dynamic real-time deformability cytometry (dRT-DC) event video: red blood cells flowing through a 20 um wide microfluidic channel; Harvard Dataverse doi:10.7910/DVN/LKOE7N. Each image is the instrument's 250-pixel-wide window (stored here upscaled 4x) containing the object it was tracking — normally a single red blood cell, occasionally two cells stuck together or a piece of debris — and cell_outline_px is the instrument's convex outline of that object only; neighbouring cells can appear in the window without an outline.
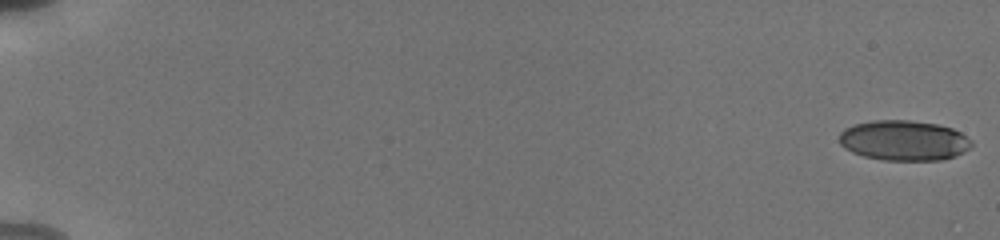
{"species": "human", "species_latin": "Homo sapiens", "temperature_condition": "cold", "stored_images_in_passage": 56, "camera_frame_rate_fps": 3000, "um_per_image_px": 0.085, "donor": {"sex": "male"}, "frame": {"image": 1, "passage_image": 1, "time_ms": 0.0, "image_size_px": [1000, 240], "cell_outline_px": [[972, 144], [964, 152], [956, 156], [944, 160], [884, 160], [864, 156], [852, 152], [844, 148], [840, 144], [840, 132], [844, 128], [856, 124], [872, 120], [908, 120], [936, 124], [952, 128], [960, 132], [972, 140]], "centroid_in_image_um": [76.83, 11.94], "position_along_channel_um": 8.2, "area_um2": 31.04}}
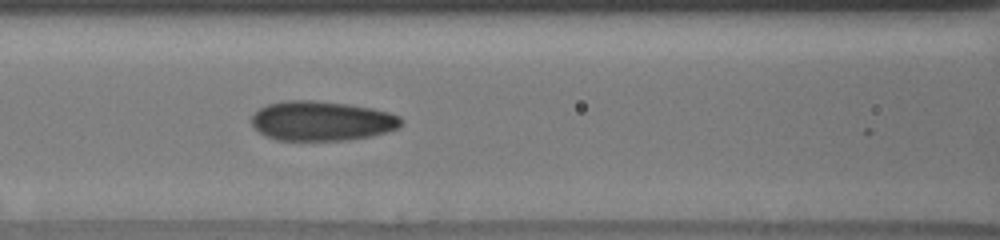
{"frame": {"image": 2, "passage_image": 27, "time_ms": 8.667, "image_size_px": [1000, 240], "cell_outline_px": [[404, 120], [400, 128], [388, 132], [372, 136], [348, 140], [276, 140], [264, 136], [252, 124], [252, 116], [260, 108], [268, 104], [284, 100], [312, 100], [348, 104], [372, 108], [388, 112], [400, 116]], "centroid_in_image_um": [27.39, 10.28], "position_along_channel_um": 139.2, "area_um2": 34.8}}
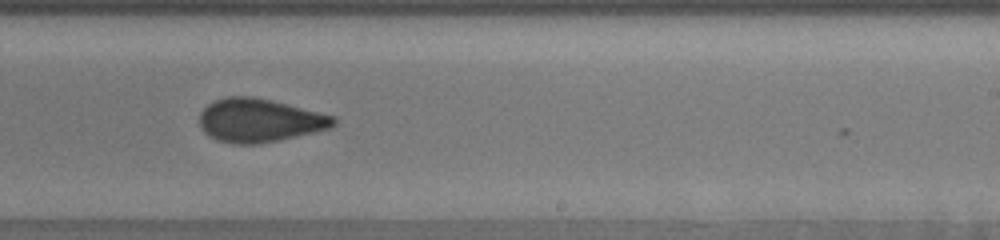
{"frame": {"image": 3, "passage_image": 37, "time_ms": 12.0, "image_size_px": [1000, 240], "cell_outline_px": [[336, 124], [332, 128], [316, 132], [280, 140], [256, 144], [232, 144], [216, 140], [208, 136], [200, 128], [200, 112], [208, 104], [216, 100], [228, 96], [252, 96], [272, 100], [336, 116]], "centroid_in_image_um": [22.07, 10.24], "position_along_channel_um": 266.9, "area_um2": 34.28}, "authors_computed_cell_mechanics": {"area_um2": 32.8593, "velocity_mm_per_s": 3.8407, "shape_relaxation_time_tau1_ms": 7.8582, "shape_relaxation_time_tau2_ms": 1.443, "deformation_change_tau1": 0.1878, "deformation_change_tau2": 0.0665}}